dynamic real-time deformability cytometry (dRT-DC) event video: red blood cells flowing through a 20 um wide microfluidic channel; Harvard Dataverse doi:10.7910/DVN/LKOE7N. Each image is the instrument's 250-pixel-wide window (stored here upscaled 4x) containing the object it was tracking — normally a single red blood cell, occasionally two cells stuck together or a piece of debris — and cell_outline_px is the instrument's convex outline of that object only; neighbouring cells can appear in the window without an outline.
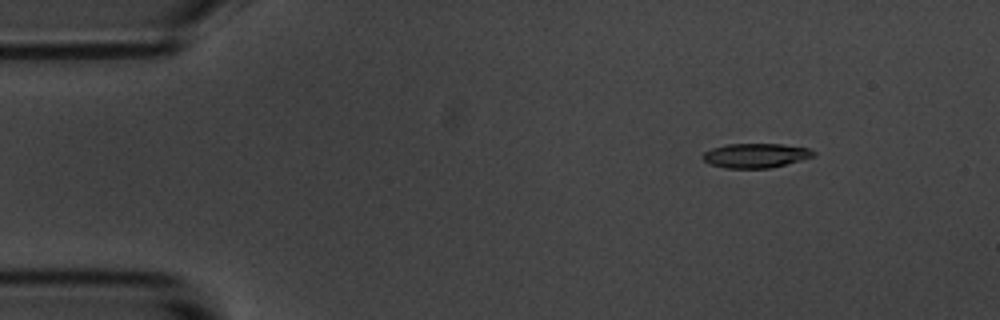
{"species": "common noctule bat (a hibernating species)", "species_latin": "Nyctalus noctula", "temperature_condition": "room temperature", "stored_images_in_passage": 6, "camera_frame_rate_fps": 3000, "um_per_image_px": 0.085, "animal": {"sex": "male", "body_mass_g": 20.1, "forearm_length_mm": 53.5}, "frame": {"image": 1, "passage_image": 2, "time_ms": 1.333, "image_size_px": [1000, 320], "cell_outline_px": [[816, 152], [812, 156], [800, 160], [772, 168], [728, 168], [712, 164], [704, 160], [700, 156], [704, 152], [712, 148], [728, 144], [780, 144], [808, 148]], "centroid_in_image_um": [64.21, 13.22], "position_along_channel_um": 20.8, "area_um2": 15.55}}
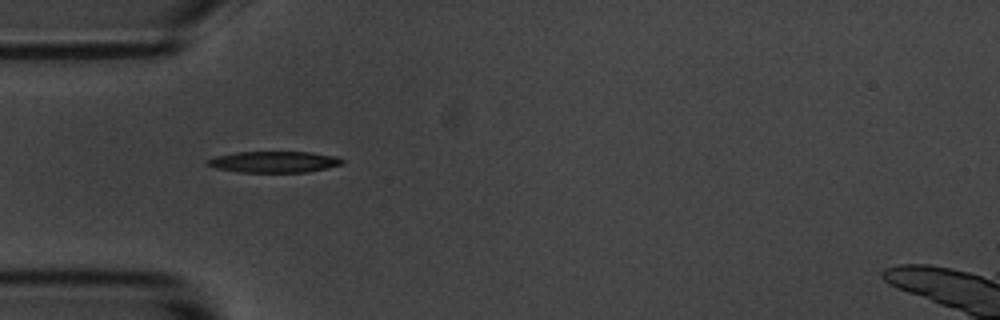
{"frame": {"image": 2, "passage_image": 5, "time_ms": 4.667, "image_size_px": [1000, 320], "cell_outline_px": [[344, 164], [308, 172], [240, 172], [216, 168], [208, 164], [208, 160], [216, 156], [236, 152], [312, 152], [340, 156], [344, 160]], "centroid_in_image_um": [23.39, 13.75], "position_along_channel_um": 61.6, "area_um2": 16.7}}
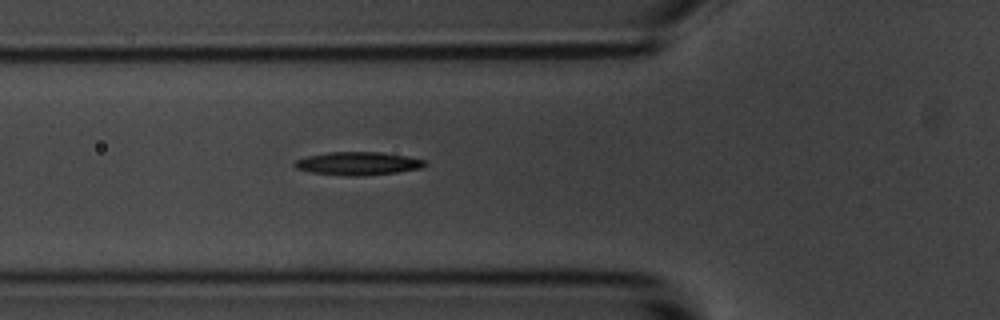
{"frame": {"image": 3, "passage_image": 6, "time_ms": 5.667, "image_size_px": [1000, 320], "cell_outline_px": [[428, 164], [420, 168], [396, 172], [364, 176], [348, 176], [312, 172], [296, 168], [292, 164], [296, 160], [308, 156], [328, 152], [380, 152], [408, 156], [428, 160]], "centroid_in_image_um": [30.47, 13.89], "position_along_channel_um": 95.3, "area_um2": 17.63}}